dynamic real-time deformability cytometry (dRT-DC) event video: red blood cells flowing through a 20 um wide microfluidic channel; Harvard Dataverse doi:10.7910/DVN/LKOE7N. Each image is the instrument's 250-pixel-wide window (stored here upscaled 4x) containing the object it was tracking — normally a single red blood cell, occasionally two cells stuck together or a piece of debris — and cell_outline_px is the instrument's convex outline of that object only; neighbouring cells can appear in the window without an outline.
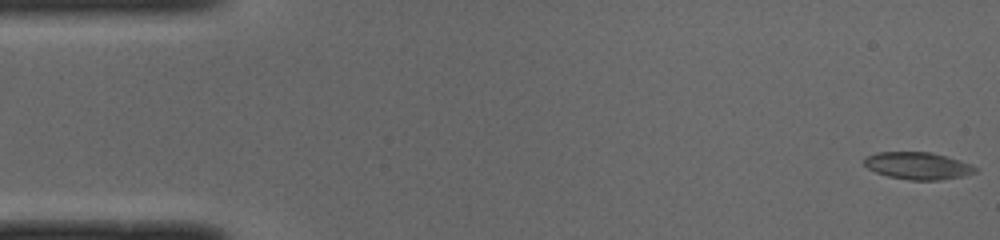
{"species": "common noctule bat (a hibernating species)", "species_latin": "Nyctalus noctula", "temperature_condition": "cold", "stored_images_in_passage": 50, "camera_frame_rate_fps": 3000, "um_per_image_px": 0.085, "animal": {"sex": "male", "body_mass_g": 19.0, "forearm_length_mm": 50.8}, "frame": {"image": 1, "passage_image": 1, "time_ms": 0.0, "image_size_px": [1000, 240], "cell_outline_px": [[976, 172], [964, 176], [940, 180], [908, 180], [888, 176], [876, 172], [868, 168], [864, 164], [864, 156], [876, 152], [932, 152], [960, 160], [972, 164], [976, 168]], "centroid_in_image_um": [78.01, 14.08], "position_along_channel_um": 7.0, "area_um2": 17.74}}
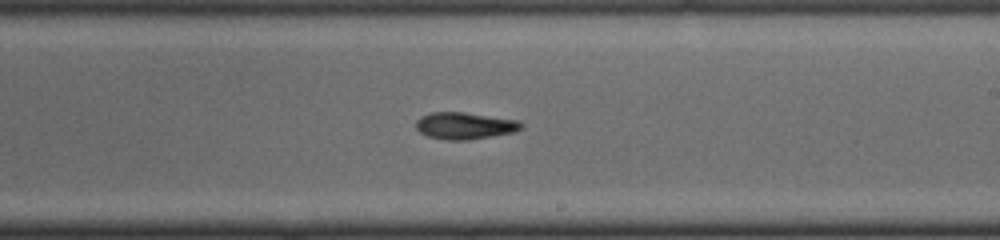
{"frame": {"image": 2, "passage_image": 29, "time_ms": 9.333, "image_size_px": [1000, 240], "cell_outline_px": [[524, 124], [520, 128], [512, 132], [468, 140], [448, 140], [428, 136], [420, 132], [416, 128], [416, 120], [420, 116], [432, 112], [464, 112], [516, 120]], "centroid_in_image_um": [39.45, 10.68], "position_along_channel_um": 249.6, "area_um2": 16.24}}
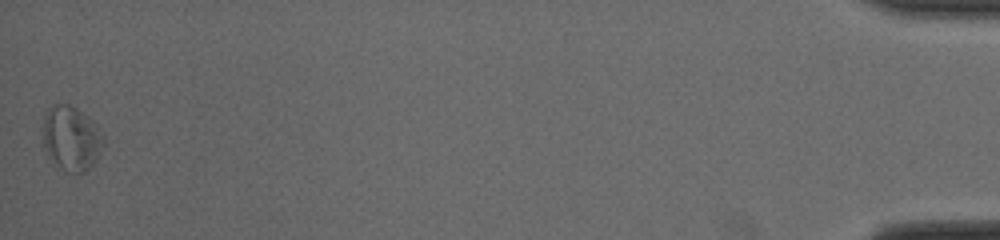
{"frame": {"image": 3, "passage_image": 50, "time_ms": 16.333, "image_size_px": [1000, 240], "cell_outline_px": [[104, 144], [96, 160], [84, 172], [64, 172], [48, 156], [44, 144], [44, 116], [48, 108], [52, 104], [68, 104], [76, 108], [88, 116], [96, 124], [104, 136]], "centroid_in_image_um": [6.07, 11.75], "position_along_channel_um": 429.1, "area_um2": 22.72}}